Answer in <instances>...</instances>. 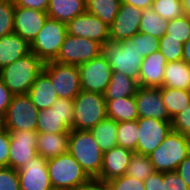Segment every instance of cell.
I'll use <instances>...</instances> for the list:
<instances>
[{
    "instance_id": "cell-1",
    "label": "cell",
    "mask_w": 190,
    "mask_h": 190,
    "mask_svg": "<svg viewBox=\"0 0 190 190\" xmlns=\"http://www.w3.org/2000/svg\"><path fill=\"white\" fill-rule=\"evenodd\" d=\"M44 62L33 52L0 70V79L13 95L28 94Z\"/></svg>"
},
{
    "instance_id": "cell-2",
    "label": "cell",
    "mask_w": 190,
    "mask_h": 190,
    "mask_svg": "<svg viewBox=\"0 0 190 190\" xmlns=\"http://www.w3.org/2000/svg\"><path fill=\"white\" fill-rule=\"evenodd\" d=\"M90 178H96L103 164V151L92 133L85 130H70L69 151Z\"/></svg>"
},
{
    "instance_id": "cell-3",
    "label": "cell",
    "mask_w": 190,
    "mask_h": 190,
    "mask_svg": "<svg viewBox=\"0 0 190 190\" xmlns=\"http://www.w3.org/2000/svg\"><path fill=\"white\" fill-rule=\"evenodd\" d=\"M190 154V137L171 130L164 141L150 155L154 170L176 171L178 165Z\"/></svg>"
},
{
    "instance_id": "cell-4",
    "label": "cell",
    "mask_w": 190,
    "mask_h": 190,
    "mask_svg": "<svg viewBox=\"0 0 190 190\" xmlns=\"http://www.w3.org/2000/svg\"><path fill=\"white\" fill-rule=\"evenodd\" d=\"M102 54L106 57L112 71L121 72L138 81L143 57L134 43L128 40L120 42L108 41L102 46Z\"/></svg>"
},
{
    "instance_id": "cell-5",
    "label": "cell",
    "mask_w": 190,
    "mask_h": 190,
    "mask_svg": "<svg viewBox=\"0 0 190 190\" xmlns=\"http://www.w3.org/2000/svg\"><path fill=\"white\" fill-rule=\"evenodd\" d=\"M74 100V130L90 131L107 117L103 94L80 91Z\"/></svg>"
},
{
    "instance_id": "cell-6",
    "label": "cell",
    "mask_w": 190,
    "mask_h": 190,
    "mask_svg": "<svg viewBox=\"0 0 190 190\" xmlns=\"http://www.w3.org/2000/svg\"><path fill=\"white\" fill-rule=\"evenodd\" d=\"M47 169L53 188L71 190L90 178L69 152L47 159Z\"/></svg>"
},
{
    "instance_id": "cell-7",
    "label": "cell",
    "mask_w": 190,
    "mask_h": 190,
    "mask_svg": "<svg viewBox=\"0 0 190 190\" xmlns=\"http://www.w3.org/2000/svg\"><path fill=\"white\" fill-rule=\"evenodd\" d=\"M74 100L58 97L51 108L38 111L37 133H70L73 130Z\"/></svg>"
},
{
    "instance_id": "cell-8",
    "label": "cell",
    "mask_w": 190,
    "mask_h": 190,
    "mask_svg": "<svg viewBox=\"0 0 190 190\" xmlns=\"http://www.w3.org/2000/svg\"><path fill=\"white\" fill-rule=\"evenodd\" d=\"M38 111L28 94L13 95L0 124L7 131L37 132Z\"/></svg>"
},
{
    "instance_id": "cell-9",
    "label": "cell",
    "mask_w": 190,
    "mask_h": 190,
    "mask_svg": "<svg viewBox=\"0 0 190 190\" xmlns=\"http://www.w3.org/2000/svg\"><path fill=\"white\" fill-rule=\"evenodd\" d=\"M66 35L65 23L47 18L36 38L30 44V52L36 54L44 63L54 61Z\"/></svg>"
},
{
    "instance_id": "cell-10",
    "label": "cell",
    "mask_w": 190,
    "mask_h": 190,
    "mask_svg": "<svg viewBox=\"0 0 190 190\" xmlns=\"http://www.w3.org/2000/svg\"><path fill=\"white\" fill-rule=\"evenodd\" d=\"M43 71L49 76L58 97L73 100L81 91L80 73L77 65L49 61Z\"/></svg>"
},
{
    "instance_id": "cell-11",
    "label": "cell",
    "mask_w": 190,
    "mask_h": 190,
    "mask_svg": "<svg viewBox=\"0 0 190 190\" xmlns=\"http://www.w3.org/2000/svg\"><path fill=\"white\" fill-rule=\"evenodd\" d=\"M101 53L102 45L100 43L88 38L67 34L54 61L78 66L98 57Z\"/></svg>"
},
{
    "instance_id": "cell-12",
    "label": "cell",
    "mask_w": 190,
    "mask_h": 190,
    "mask_svg": "<svg viewBox=\"0 0 190 190\" xmlns=\"http://www.w3.org/2000/svg\"><path fill=\"white\" fill-rule=\"evenodd\" d=\"M81 90L104 94L110 83L112 69L106 57L101 53L98 57L78 65Z\"/></svg>"
},
{
    "instance_id": "cell-13",
    "label": "cell",
    "mask_w": 190,
    "mask_h": 190,
    "mask_svg": "<svg viewBox=\"0 0 190 190\" xmlns=\"http://www.w3.org/2000/svg\"><path fill=\"white\" fill-rule=\"evenodd\" d=\"M138 142L135 153L149 156L172 130V122L155 118H138Z\"/></svg>"
},
{
    "instance_id": "cell-14",
    "label": "cell",
    "mask_w": 190,
    "mask_h": 190,
    "mask_svg": "<svg viewBox=\"0 0 190 190\" xmlns=\"http://www.w3.org/2000/svg\"><path fill=\"white\" fill-rule=\"evenodd\" d=\"M66 27L67 34L94 40L102 46L110 41V26L86 11L68 22Z\"/></svg>"
},
{
    "instance_id": "cell-15",
    "label": "cell",
    "mask_w": 190,
    "mask_h": 190,
    "mask_svg": "<svg viewBox=\"0 0 190 190\" xmlns=\"http://www.w3.org/2000/svg\"><path fill=\"white\" fill-rule=\"evenodd\" d=\"M10 135L9 167L19 170L30 159L38 156V133L34 131H8Z\"/></svg>"
},
{
    "instance_id": "cell-16",
    "label": "cell",
    "mask_w": 190,
    "mask_h": 190,
    "mask_svg": "<svg viewBox=\"0 0 190 190\" xmlns=\"http://www.w3.org/2000/svg\"><path fill=\"white\" fill-rule=\"evenodd\" d=\"M139 118H155L172 122L161 96V87H139L135 95Z\"/></svg>"
},
{
    "instance_id": "cell-17",
    "label": "cell",
    "mask_w": 190,
    "mask_h": 190,
    "mask_svg": "<svg viewBox=\"0 0 190 190\" xmlns=\"http://www.w3.org/2000/svg\"><path fill=\"white\" fill-rule=\"evenodd\" d=\"M142 11L135 6L121 3L118 14L110 25V41L120 42L128 40L137 34L139 32Z\"/></svg>"
},
{
    "instance_id": "cell-18",
    "label": "cell",
    "mask_w": 190,
    "mask_h": 190,
    "mask_svg": "<svg viewBox=\"0 0 190 190\" xmlns=\"http://www.w3.org/2000/svg\"><path fill=\"white\" fill-rule=\"evenodd\" d=\"M20 180V190H50L52 187L47 159L38 155L17 170Z\"/></svg>"
},
{
    "instance_id": "cell-19",
    "label": "cell",
    "mask_w": 190,
    "mask_h": 190,
    "mask_svg": "<svg viewBox=\"0 0 190 190\" xmlns=\"http://www.w3.org/2000/svg\"><path fill=\"white\" fill-rule=\"evenodd\" d=\"M47 18V12L15 6L14 33L18 34L30 45Z\"/></svg>"
},
{
    "instance_id": "cell-20",
    "label": "cell",
    "mask_w": 190,
    "mask_h": 190,
    "mask_svg": "<svg viewBox=\"0 0 190 190\" xmlns=\"http://www.w3.org/2000/svg\"><path fill=\"white\" fill-rule=\"evenodd\" d=\"M133 153V151L118 145L103 152L102 168L96 178L108 182L125 175Z\"/></svg>"
},
{
    "instance_id": "cell-21",
    "label": "cell",
    "mask_w": 190,
    "mask_h": 190,
    "mask_svg": "<svg viewBox=\"0 0 190 190\" xmlns=\"http://www.w3.org/2000/svg\"><path fill=\"white\" fill-rule=\"evenodd\" d=\"M167 61L160 51L143 58L139 72V87H162Z\"/></svg>"
},
{
    "instance_id": "cell-22",
    "label": "cell",
    "mask_w": 190,
    "mask_h": 190,
    "mask_svg": "<svg viewBox=\"0 0 190 190\" xmlns=\"http://www.w3.org/2000/svg\"><path fill=\"white\" fill-rule=\"evenodd\" d=\"M28 95L38 110L51 108L58 98L49 76L44 71L36 77Z\"/></svg>"
},
{
    "instance_id": "cell-23",
    "label": "cell",
    "mask_w": 190,
    "mask_h": 190,
    "mask_svg": "<svg viewBox=\"0 0 190 190\" xmlns=\"http://www.w3.org/2000/svg\"><path fill=\"white\" fill-rule=\"evenodd\" d=\"M30 52V45L18 34L0 37V70Z\"/></svg>"
},
{
    "instance_id": "cell-24",
    "label": "cell",
    "mask_w": 190,
    "mask_h": 190,
    "mask_svg": "<svg viewBox=\"0 0 190 190\" xmlns=\"http://www.w3.org/2000/svg\"><path fill=\"white\" fill-rule=\"evenodd\" d=\"M36 149L45 159L57 157L69 151V133H38Z\"/></svg>"
},
{
    "instance_id": "cell-25",
    "label": "cell",
    "mask_w": 190,
    "mask_h": 190,
    "mask_svg": "<svg viewBox=\"0 0 190 190\" xmlns=\"http://www.w3.org/2000/svg\"><path fill=\"white\" fill-rule=\"evenodd\" d=\"M85 11V0H50L46 12L48 18L67 24Z\"/></svg>"
},
{
    "instance_id": "cell-26",
    "label": "cell",
    "mask_w": 190,
    "mask_h": 190,
    "mask_svg": "<svg viewBox=\"0 0 190 190\" xmlns=\"http://www.w3.org/2000/svg\"><path fill=\"white\" fill-rule=\"evenodd\" d=\"M162 87L190 90V65L183 60L167 62Z\"/></svg>"
},
{
    "instance_id": "cell-27",
    "label": "cell",
    "mask_w": 190,
    "mask_h": 190,
    "mask_svg": "<svg viewBox=\"0 0 190 190\" xmlns=\"http://www.w3.org/2000/svg\"><path fill=\"white\" fill-rule=\"evenodd\" d=\"M138 88V81L121 72L112 71L110 83L103 95L106 101L135 96Z\"/></svg>"
},
{
    "instance_id": "cell-28",
    "label": "cell",
    "mask_w": 190,
    "mask_h": 190,
    "mask_svg": "<svg viewBox=\"0 0 190 190\" xmlns=\"http://www.w3.org/2000/svg\"><path fill=\"white\" fill-rule=\"evenodd\" d=\"M107 117L116 122L135 121L139 118L135 96L106 101Z\"/></svg>"
},
{
    "instance_id": "cell-29",
    "label": "cell",
    "mask_w": 190,
    "mask_h": 190,
    "mask_svg": "<svg viewBox=\"0 0 190 190\" xmlns=\"http://www.w3.org/2000/svg\"><path fill=\"white\" fill-rule=\"evenodd\" d=\"M117 126L118 122L106 117L90 130L103 152L111 150L118 145Z\"/></svg>"
},
{
    "instance_id": "cell-30",
    "label": "cell",
    "mask_w": 190,
    "mask_h": 190,
    "mask_svg": "<svg viewBox=\"0 0 190 190\" xmlns=\"http://www.w3.org/2000/svg\"><path fill=\"white\" fill-rule=\"evenodd\" d=\"M161 96L171 118L190 106V90L161 87Z\"/></svg>"
},
{
    "instance_id": "cell-31",
    "label": "cell",
    "mask_w": 190,
    "mask_h": 190,
    "mask_svg": "<svg viewBox=\"0 0 190 190\" xmlns=\"http://www.w3.org/2000/svg\"><path fill=\"white\" fill-rule=\"evenodd\" d=\"M86 12L110 26L118 14L121 0H85Z\"/></svg>"
},
{
    "instance_id": "cell-32",
    "label": "cell",
    "mask_w": 190,
    "mask_h": 190,
    "mask_svg": "<svg viewBox=\"0 0 190 190\" xmlns=\"http://www.w3.org/2000/svg\"><path fill=\"white\" fill-rule=\"evenodd\" d=\"M169 21L160 17L151 8L142 11L139 32L150 34L158 39L167 32Z\"/></svg>"
},
{
    "instance_id": "cell-33",
    "label": "cell",
    "mask_w": 190,
    "mask_h": 190,
    "mask_svg": "<svg viewBox=\"0 0 190 190\" xmlns=\"http://www.w3.org/2000/svg\"><path fill=\"white\" fill-rule=\"evenodd\" d=\"M138 123L135 121L118 122L117 143L118 146L135 152L138 142Z\"/></svg>"
},
{
    "instance_id": "cell-34",
    "label": "cell",
    "mask_w": 190,
    "mask_h": 190,
    "mask_svg": "<svg viewBox=\"0 0 190 190\" xmlns=\"http://www.w3.org/2000/svg\"><path fill=\"white\" fill-rule=\"evenodd\" d=\"M154 171L149 156L134 152L130 164L128 165L126 175L139 179L140 181H145Z\"/></svg>"
},
{
    "instance_id": "cell-35",
    "label": "cell",
    "mask_w": 190,
    "mask_h": 190,
    "mask_svg": "<svg viewBox=\"0 0 190 190\" xmlns=\"http://www.w3.org/2000/svg\"><path fill=\"white\" fill-rule=\"evenodd\" d=\"M151 9L168 21L185 15L182 0H154Z\"/></svg>"
},
{
    "instance_id": "cell-36",
    "label": "cell",
    "mask_w": 190,
    "mask_h": 190,
    "mask_svg": "<svg viewBox=\"0 0 190 190\" xmlns=\"http://www.w3.org/2000/svg\"><path fill=\"white\" fill-rule=\"evenodd\" d=\"M190 38V18L187 15L169 21L166 34L160 39H174L184 44Z\"/></svg>"
},
{
    "instance_id": "cell-37",
    "label": "cell",
    "mask_w": 190,
    "mask_h": 190,
    "mask_svg": "<svg viewBox=\"0 0 190 190\" xmlns=\"http://www.w3.org/2000/svg\"><path fill=\"white\" fill-rule=\"evenodd\" d=\"M14 0H0V37L14 33Z\"/></svg>"
},
{
    "instance_id": "cell-38",
    "label": "cell",
    "mask_w": 190,
    "mask_h": 190,
    "mask_svg": "<svg viewBox=\"0 0 190 190\" xmlns=\"http://www.w3.org/2000/svg\"><path fill=\"white\" fill-rule=\"evenodd\" d=\"M128 41L135 44L136 49L143 58L159 51V39L150 34L138 32L129 38Z\"/></svg>"
},
{
    "instance_id": "cell-39",
    "label": "cell",
    "mask_w": 190,
    "mask_h": 190,
    "mask_svg": "<svg viewBox=\"0 0 190 190\" xmlns=\"http://www.w3.org/2000/svg\"><path fill=\"white\" fill-rule=\"evenodd\" d=\"M159 51L167 62L182 60L183 44L174 39H159Z\"/></svg>"
},
{
    "instance_id": "cell-40",
    "label": "cell",
    "mask_w": 190,
    "mask_h": 190,
    "mask_svg": "<svg viewBox=\"0 0 190 190\" xmlns=\"http://www.w3.org/2000/svg\"><path fill=\"white\" fill-rule=\"evenodd\" d=\"M107 190H145L144 182L128 175H123L105 182Z\"/></svg>"
},
{
    "instance_id": "cell-41",
    "label": "cell",
    "mask_w": 190,
    "mask_h": 190,
    "mask_svg": "<svg viewBox=\"0 0 190 190\" xmlns=\"http://www.w3.org/2000/svg\"><path fill=\"white\" fill-rule=\"evenodd\" d=\"M0 190H20L17 170L11 167H0Z\"/></svg>"
},
{
    "instance_id": "cell-42",
    "label": "cell",
    "mask_w": 190,
    "mask_h": 190,
    "mask_svg": "<svg viewBox=\"0 0 190 190\" xmlns=\"http://www.w3.org/2000/svg\"><path fill=\"white\" fill-rule=\"evenodd\" d=\"M172 130L190 137V106L172 118Z\"/></svg>"
},
{
    "instance_id": "cell-43",
    "label": "cell",
    "mask_w": 190,
    "mask_h": 190,
    "mask_svg": "<svg viewBox=\"0 0 190 190\" xmlns=\"http://www.w3.org/2000/svg\"><path fill=\"white\" fill-rule=\"evenodd\" d=\"M164 190H190L176 171L163 172Z\"/></svg>"
},
{
    "instance_id": "cell-44",
    "label": "cell",
    "mask_w": 190,
    "mask_h": 190,
    "mask_svg": "<svg viewBox=\"0 0 190 190\" xmlns=\"http://www.w3.org/2000/svg\"><path fill=\"white\" fill-rule=\"evenodd\" d=\"M10 135L0 124V167H9Z\"/></svg>"
},
{
    "instance_id": "cell-45",
    "label": "cell",
    "mask_w": 190,
    "mask_h": 190,
    "mask_svg": "<svg viewBox=\"0 0 190 190\" xmlns=\"http://www.w3.org/2000/svg\"><path fill=\"white\" fill-rule=\"evenodd\" d=\"M13 94L0 79V121L4 118Z\"/></svg>"
},
{
    "instance_id": "cell-46",
    "label": "cell",
    "mask_w": 190,
    "mask_h": 190,
    "mask_svg": "<svg viewBox=\"0 0 190 190\" xmlns=\"http://www.w3.org/2000/svg\"><path fill=\"white\" fill-rule=\"evenodd\" d=\"M50 0H14L15 6L46 12Z\"/></svg>"
},
{
    "instance_id": "cell-47",
    "label": "cell",
    "mask_w": 190,
    "mask_h": 190,
    "mask_svg": "<svg viewBox=\"0 0 190 190\" xmlns=\"http://www.w3.org/2000/svg\"><path fill=\"white\" fill-rule=\"evenodd\" d=\"M144 182L145 190H164L163 172L154 171Z\"/></svg>"
},
{
    "instance_id": "cell-48",
    "label": "cell",
    "mask_w": 190,
    "mask_h": 190,
    "mask_svg": "<svg viewBox=\"0 0 190 190\" xmlns=\"http://www.w3.org/2000/svg\"><path fill=\"white\" fill-rule=\"evenodd\" d=\"M71 190H107L105 182L98 178H89L86 182Z\"/></svg>"
},
{
    "instance_id": "cell-49",
    "label": "cell",
    "mask_w": 190,
    "mask_h": 190,
    "mask_svg": "<svg viewBox=\"0 0 190 190\" xmlns=\"http://www.w3.org/2000/svg\"><path fill=\"white\" fill-rule=\"evenodd\" d=\"M176 172L190 188V154L178 165Z\"/></svg>"
},
{
    "instance_id": "cell-50",
    "label": "cell",
    "mask_w": 190,
    "mask_h": 190,
    "mask_svg": "<svg viewBox=\"0 0 190 190\" xmlns=\"http://www.w3.org/2000/svg\"><path fill=\"white\" fill-rule=\"evenodd\" d=\"M153 2L154 0H121V3L135 6L141 10L151 8Z\"/></svg>"
},
{
    "instance_id": "cell-51",
    "label": "cell",
    "mask_w": 190,
    "mask_h": 190,
    "mask_svg": "<svg viewBox=\"0 0 190 190\" xmlns=\"http://www.w3.org/2000/svg\"><path fill=\"white\" fill-rule=\"evenodd\" d=\"M182 60L190 65V38L183 44Z\"/></svg>"
},
{
    "instance_id": "cell-52",
    "label": "cell",
    "mask_w": 190,
    "mask_h": 190,
    "mask_svg": "<svg viewBox=\"0 0 190 190\" xmlns=\"http://www.w3.org/2000/svg\"><path fill=\"white\" fill-rule=\"evenodd\" d=\"M182 2L185 10V15L190 18V0H182Z\"/></svg>"
},
{
    "instance_id": "cell-53",
    "label": "cell",
    "mask_w": 190,
    "mask_h": 190,
    "mask_svg": "<svg viewBox=\"0 0 190 190\" xmlns=\"http://www.w3.org/2000/svg\"><path fill=\"white\" fill-rule=\"evenodd\" d=\"M50 190H64V189L51 188Z\"/></svg>"
}]
</instances>
